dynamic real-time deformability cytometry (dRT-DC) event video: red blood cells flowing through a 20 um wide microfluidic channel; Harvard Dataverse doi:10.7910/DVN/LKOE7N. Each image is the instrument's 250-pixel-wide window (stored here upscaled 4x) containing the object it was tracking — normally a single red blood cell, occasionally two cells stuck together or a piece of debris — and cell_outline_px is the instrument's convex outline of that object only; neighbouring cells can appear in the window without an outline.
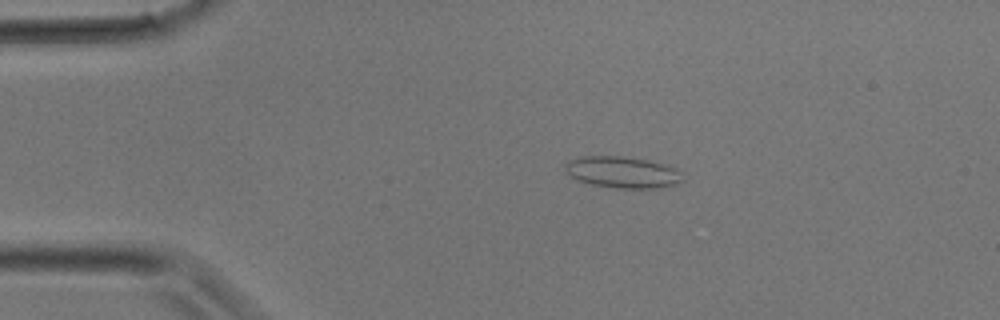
{"species": "common noctule bat (a hibernating species)", "species_latin": "Nyctalus noctula", "temperature_condition": "room temperature", "stored_images_in_passage": 2, "camera_frame_rate_fps": 3000, "um_per_image_px": 0.085, "animal": {"sex": "male", "body_mass_g": 17.9}, "frame": {"image": 1, "passage_image": 2, "time_ms": 0.333, "image_size_px": [1000, 320], "cell_outline_px": [[684, 180], [676, 184], [656, 188], [616, 188], [592, 184], [576, 180], [564, 172], [564, 168], [568, 160], [580, 156], [620, 156], [648, 160], [676, 168], [680, 172]], "centroid_in_image_um": [52.87, 14.64], "position_along_channel_um": 32.1, "area_um2": 21.62}}